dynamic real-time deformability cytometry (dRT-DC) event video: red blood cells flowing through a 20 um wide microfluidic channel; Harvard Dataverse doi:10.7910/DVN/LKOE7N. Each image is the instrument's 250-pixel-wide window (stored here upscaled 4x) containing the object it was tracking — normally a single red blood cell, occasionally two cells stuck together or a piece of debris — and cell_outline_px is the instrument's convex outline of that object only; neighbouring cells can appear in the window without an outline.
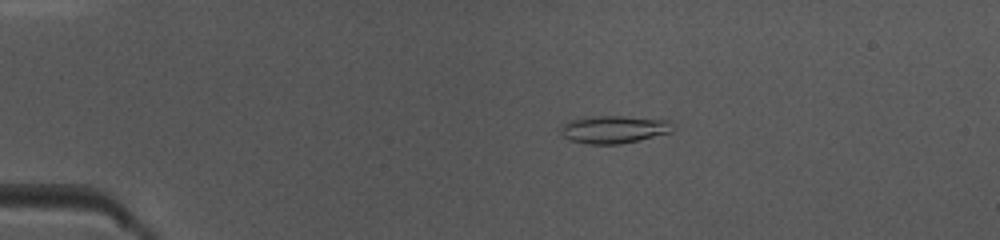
{"species": "common noctule bat (a hibernating species)", "species_latin": "Nyctalus noctula", "temperature_condition": "warm", "stored_images_in_passage": 50, "camera_frame_rate_fps": 3000, "um_per_image_px": 0.085, "animal": {"sex": "female", "body_mass_g": 10.0, "forearm_length_mm": 53.1}, "frame": {"image": 1, "passage_image": 11, "time_ms": 3.333, "image_size_px": [1000, 240], "cell_outline_px": [[672, 132], [620, 144], [588, 144], [568, 140], [560, 132], [560, 128], [568, 120], [596, 116], [624, 116], [668, 120]], "centroid_in_image_um": [52.12, 11.0], "position_along_channel_um": 32.9, "area_um2": 17.86}}
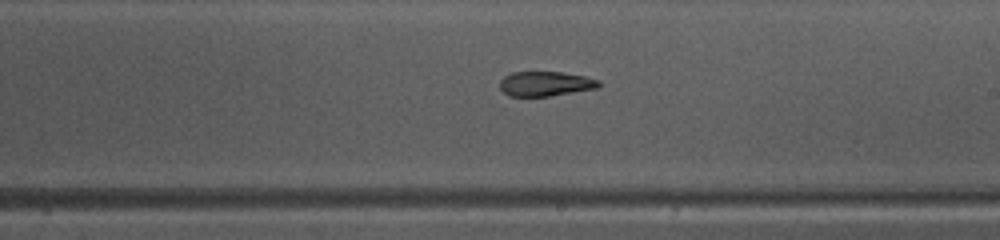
{"frame": {"image": 2, "passage_image": 30, "time_ms": 9.667, "image_size_px": [1000, 240], "cell_outline_px": [[600, 88], [548, 96], [508, 96], [500, 88], [500, 80], [504, 76], [512, 72], [560, 72], [584, 76], [600, 80]], "centroid_in_image_um": [46.37, 7.12], "position_along_channel_um": 242.6, "area_um2": 14.28}}
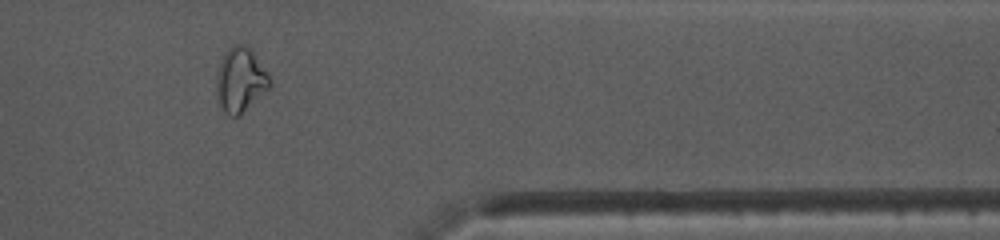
{"frame": {"image": 3, "passage_image": 42, "time_ms": 13.667, "image_size_px": [1000, 240], "cell_outline_px": [[272, 84], [240, 116], [232, 116], [224, 112], [220, 104], [216, 92], [216, 80], [220, 64], [224, 52], [232, 44], [244, 44], [252, 52], [272, 80]], "centroid_in_image_um": [20.42, 6.8], "position_along_channel_um": 391.0, "area_um2": 19.71}, "authors_computed_cell_mechanics": {"area_um2": 16.5308, "velocity_mm_per_s": 4.0316, "shape_relaxation_time_tau1_ms": null, "shape_relaxation_time_tau2_ms": 1.673, "deformation_change_tau1": null, "deformation_change_tau2": 0.1024}}